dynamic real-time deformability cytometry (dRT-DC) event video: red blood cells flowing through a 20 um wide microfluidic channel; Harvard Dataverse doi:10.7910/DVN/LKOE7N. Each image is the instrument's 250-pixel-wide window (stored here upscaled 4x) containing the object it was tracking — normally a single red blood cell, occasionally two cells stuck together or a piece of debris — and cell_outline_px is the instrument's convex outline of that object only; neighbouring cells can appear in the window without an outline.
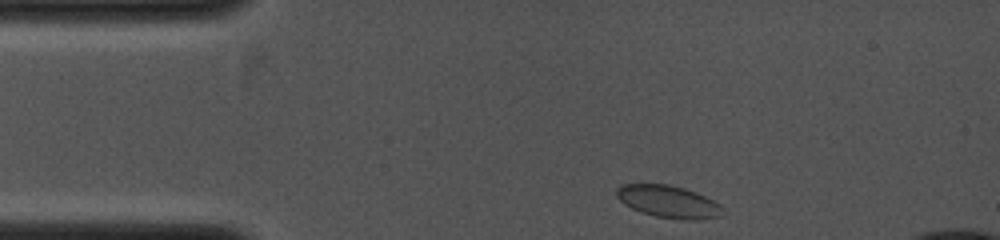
{"species": "common noctule bat (a hibernating species)", "species_latin": "Nyctalus noctula", "temperature_condition": "cold", "stored_images_in_passage": 4, "camera_frame_rate_fps": 4000, "um_per_image_px": 0.085, "animal": {"sex": "female", "body_mass_g": 19.0, "forearm_length_mm": 53.3}, "frame": {"image": 1, "passage_image": 1, "time_ms": 0.0, "image_size_px": [1000, 240], "cell_outline_px": [[724, 208], [720, 216], [700, 220], [684, 220], [656, 216], [632, 208], [624, 204], [616, 196], [616, 188], [620, 184], [668, 184], [684, 188], [696, 192], [720, 204]], "centroid_in_image_um": [56.82, 17.13], "position_along_channel_um": 28.2, "area_um2": 19.94}}